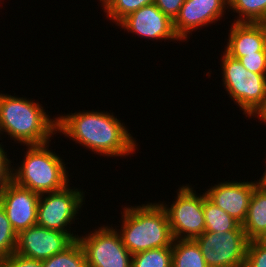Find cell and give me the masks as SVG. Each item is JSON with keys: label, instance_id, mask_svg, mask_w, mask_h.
I'll return each instance as SVG.
<instances>
[{"label": "cell", "instance_id": "1", "mask_svg": "<svg viewBox=\"0 0 266 267\" xmlns=\"http://www.w3.org/2000/svg\"><path fill=\"white\" fill-rule=\"evenodd\" d=\"M56 117L58 134L100 157H131L139 149L137 138L132 136L131 130L114 112L80 110Z\"/></svg>", "mask_w": 266, "mask_h": 267}, {"label": "cell", "instance_id": "2", "mask_svg": "<svg viewBox=\"0 0 266 267\" xmlns=\"http://www.w3.org/2000/svg\"><path fill=\"white\" fill-rule=\"evenodd\" d=\"M15 94L0 92V136L8 135L23 148L51 142L57 133V117L51 118L39 101Z\"/></svg>", "mask_w": 266, "mask_h": 267}, {"label": "cell", "instance_id": "3", "mask_svg": "<svg viewBox=\"0 0 266 267\" xmlns=\"http://www.w3.org/2000/svg\"><path fill=\"white\" fill-rule=\"evenodd\" d=\"M121 208V227H114L132 255L149 249L172 246L174 238L168 216L159 202L149 201L141 205L124 207L122 205Z\"/></svg>", "mask_w": 266, "mask_h": 267}, {"label": "cell", "instance_id": "4", "mask_svg": "<svg viewBox=\"0 0 266 267\" xmlns=\"http://www.w3.org/2000/svg\"><path fill=\"white\" fill-rule=\"evenodd\" d=\"M50 143L26 146L20 164L11 166V177L17 185L42 194L65 188L70 175L65 160L51 149ZM50 146V149H49Z\"/></svg>", "mask_w": 266, "mask_h": 267}, {"label": "cell", "instance_id": "5", "mask_svg": "<svg viewBox=\"0 0 266 267\" xmlns=\"http://www.w3.org/2000/svg\"><path fill=\"white\" fill-rule=\"evenodd\" d=\"M221 66L222 86L245 118L254 119L266 107V76L247 70L239 59L224 51Z\"/></svg>", "mask_w": 266, "mask_h": 267}, {"label": "cell", "instance_id": "6", "mask_svg": "<svg viewBox=\"0 0 266 267\" xmlns=\"http://www.w3.org/2000/svg\"><path fill=\"white\" fill-rule=\"evenodd\" d=\"M70 185L72 183L59 191L40 194L36 225L68 233L76 240L78 233L74 235L76 230L71 232L70 228L79 219L77 216L81 215V210H84L86 191Z\"/></svg>", "mask_w": 266, "mask_h": 267}, {"label": "cell", "instance_id": "7", "mask_svg": "<svg viewBox=\"0 0 266 267\" xmlns=\"http://www.w3.org/2000/svg\"><path fill=\"white\" fill-rule=\"evenodd\" d=\"M193 189L189 183L182 184L175 191L177 194L174 196L175 201L167 204L165 201L159 200L161 206L166 210L174 240H194L205 232L204 193L198 194Z\"/></svg>", "mask_w": 266, "mask_h": 267}, {"label": "cell", "instance_id": "8", "mask_svg": "<svg viewBox=\"0 0 266 267\" xmlns=\"http://www.w3.org/2000/svg\"><path fill=\"white\" fill-rule=\"evenodd\" d=\"M113 224L100 225L97 229L78 235L87 267H131L132 254L122 242ZM85 234V235H84Z\"/></svg>", "mask_w": 266, "mask_h": 267}, {"label": "cell", "instance_id": "9", "mask_svg": "<svg viewBox=\"0 0 266 267\" xmlns=\"http://www.w3.org/2000/svg\"><path fill=\"white\" fill-rule=\"evenodd\" d=\"M207 267H244L249 239L244 230L207 232L194 239Z\"/></svg>", "mask_w": 266, "mask_h": 267}, {"label": "cell", "instance_id": "10", "mask_svg": "<svg viewBox=\"0 0 266 267\" xmlns=\"http://www.w3.org/2000/svg\"><path fill=\"white\" fill-rule=\"evenodd\" d=\"M226 11L228 0H185L173 21V28L182 42H188L192 32L225 19Z\"/></svg>", "mask_w": 266, "mask_h": 267}, {"label": "cell", "instance_id": "11", "mask_svg": "<svg viewBox=\"0 0 266 267\" xmlns=\"http://www.w3.org/2000/svg\"><path fill=\"white\" fill-rule=\"evenodd\" d=\"M39 193L17 185L11 179L2 182L0 204L17 234L36 225Z\"/></svg>", "mask_w": 266, "mask_h": 267}, {"label": "cell", "instance_id": "12", "mask_svg": "<svg viewBox=\"0 0 266 267\" xmlns=\"http://www.w3.org/2000/svg\"><path fill=\"white\" fill-rule=\"evenodd\" d=\"M117 26L128 34L130 32L150 41L182 42L175 33L173 21L154 3L145 5L129 14Z\"/></svg>", "mask_w": 266, "mask_h": 267}, {"label": "cell", "instance_id": "13", "mask_svg": "<svg viewBox=\"0 0 266 267\" xmlns=\"http://www.w3.org/2000/svg\"><path fill=\"white\" fill-rule=\"evenodd\" d=\"M73 241L68 233L34 225L18 234L15 253L42 261L63 251Z\"/></svg>", "mask_w": 266, "mask_h": 267}, {"label": "cell", "instance_id": "14", "mask_svg": "<svg viewBox=\"0 0 266 267\" xmlns=\"http://www.w3.org/2000/svg\"><path fill=\"white\" fill-rule=\"evenodd\" d=\"M208 186L207 198L217 207L232 216L241 225L246 219L253 190L259 185L254 181L227 180Z\"/></svg>", "mask_w": 266, "mask_h": 267}, {"label": "cell", "instance_id": "15", "mask_svg": "<svg viewBox=\"0 0 266 267\" xmlns=\"http://www.w3.org/2000/svg\"><path fill=\"white\" fill-rule=\"evenodd\" d=\"M224 52L239 59L245 55L266 51V23L232 22Z\"/></svg>", "mask_w": 266, "mask_h": 267}, {"label": "cell", "instance_id": "16", "mask_svg": "<svg viewBox=\"0 0 266 267\" xmlns=\"http://www.w3.org/2000/svg\"><path fill=\"white\" fill-rule=\"evenodd\" d=\"M242 228L249 240L257 239L266 229V190L260 185L253 190Z\"/></svg>", "mask_w": 266, "mask_h": 267}, {"label": "cell", "instance_id": "17", "mask_svg": "<svg viewBox=\"0 0 266 267\" xmlns=\"http://www.w3.org/2000/svg\"><path fill=\"white\" fill-rule=\"evenodd\" d=\"M171 267H207L195 240L175 239L173 241Z\"/></svg>", "mask_w": 266, "mask_h": 267}, {"label": "cell", "instance_id": "18", "mask_svg": "<svg viewBox=\"0 0 266 267\" xmlns=\"http://www.w3.org/2000/svg\"><path fill=\"white\" fill-rule=\"evenodd\" d=\"M203 213L205 218V231L221 232L231 230H244L242 225L232 216L214 205L206 196L204 191Z\"/></svg>", "mask_w": 266, "mask_h": 267}, {"label": "cell", "instance_id": "19", "mask_svg": "<svg viewBox=\"0 0 266 267\" xmlns=\"http://www.w3.org/2000/svg\"><path fill=\"white\" fill-rule=\"evenodd\" d=\"M237 13L233 22L266 23V0H228V13Z\"/></svg>", "mask_w": 266, "mask_h": 267}, {"label": "cell", "instance_id": "20", "mask_svg": "<svg viewBox=\"0 0 266 267\" xmlns=\"http://www.w3.org/2000/svg\"><path fill=\"white\" fill-rule=\"evenodd\" d=\"M43 267H87L84 250L76 239L67 248L42 260Z\"/></svg>", "mask_w": 266, "mask_h": 267}, {"label": "cell", "instance_id": "21", "mask_svg": "<svg viewBox=\"0 0 266 267\" xmlns=\"http://www.w3.org/2000/svg\"><path fill=\"white\" fill-rule=\"evenodd\" d=\"M152 3L154 0H108L102 10L107 19L117 26L129 14Z\"/></svg>", "mask_w": 266, "mask_h": 267}, {"label": "cell", "instance_id": "22", "mask_svg": "<svg viewBox=\"0 0 266 267\" xmlns=\"http://www.w3.org/2000/svg\"><path fill=\"white\" fill-rule=\"evenodd\" d=\"M172 246L149 249L132 255L131 267H171Z\"/></svg>", "mask_w": 266, "mask_h": 267}, {"label": "cell", "instance_id": "23", "mask_svg": "<svg viewBox=\"0 0 266 267\" xmlns=\"http://www.w3.org/2000/svg\"><path fill=\"white\" fill-rule=\"evenodd\" d=\"M18 234L0 204V254L9 257L16 251Z\"/></svg>", "mask_w": 266, "mask_h": 267}, {"label": "cell", "instance_id": "24", "mask_svg": "<svg viewBox=\"0 0 266 267\" xmlns=\"http://www.w3.org/2000/svg\"><path fill=\"white\" fill-rule=\"evenodd\" d=\"M244 267H266V245L249 240Z\"/></svg>", "mask_w": 266, "mask_h": 267}, {"label": "cell", "instance_id": "25", "mask_svg": "<svg viewBox=\"0 0 266 267\" xmlns=\"http://www.w3.org/2000/svg\"><path fill=\"white\" fill-rule=\"evenodd\" d=\"M242 65L249 71L266 76V51L245 55L239 58Z\"/></svg>", "mask_w": 266, "mask_h": 267}, {"label": "cell", "instance_id": "26", "mask_svg": "<svg viewBox=\"0 0 266 267\" xmlns=\"http://www.w3.org/2000/svg\"><path fill=\"white\" fill-rule=\"evenodd\" d=\"M185 0H154V4L172 21L178 16Z\"/></svg>", "mask_w": 266, "mask_h": 267}, {"label": "cell", "instance_id": "27", "mask_svg": "<svg viewBox=\"0 0 266 267\" xmlns=\"http://www.w3.org/2000/svg\"><path fill=\"white\" fill-rule=\"evenodd\" d=\"M2 137L0 136V140ZM3 142H0V181L3 182L7 179H10L11 177V166H12V159H10L8 156V148L4 149L6 145L2 144ZM7 150V151H6Z\"/></svg>", "mask_w": 266, "mask_h": 267}, {"label": "cell", "instance_id": "28", "mask_svg": "<svg viewBox=\"0 0 266 267\" xmlns=\"http://www.w3.org/2000/svg\"><path fill=\"white\" fill-rule=\"evenodd\" d=\"M6 267H43V266L41 260L26 258L14 252L9 257H7Z\"/></svg>", "mask_w": 266, "mask_h": 267}, {"label": "cell", "instance_id": "29", "mask_svg": "<svg viewBox=\"0 0 266 267\" xmlns=\"http://www.w3.org/2000/svg\"><path fill=\"white\" fill-rule=\"evenodd\" d=\"M265 164V171H263L262 175H260L261 177L258 180V184L264 189L266 190V162H264Z\"/></svg>", "mask_w": 266, "mask_h": 267}, {"label": "cell", "instance_id": "30", "mask_svg": "<svg viewBox=\"0 0 266 267\" xmlns=\"http://www.w3.org/2000/svg\"><path fill=\"white\" fill-rule=\"evenodd\" d=\"M258 119L259 124L264 123L266 125V107L257 115L256 117Z\"/></svg>", "mask_w": 266, "mask_h": 267}, {"label": "cell", "instance_id": "31", "mask_svg": "<svg viewBox=\"0 0 266 267\" xmlns=\"http://www.w3.org/2000/svg\"><path fill=\"white\" fill-rule=\"evenodd\" d=\"M256 240L266 245V229Z\"/></svg>", "mask_w": 266, "mask_h": 267}, {"label": "cell", "instance_id": "32", "mask_svg": "<svg viewBox=\"0 0 266 267\" xmlns=\"http://www.w3.org/2000/svg\"><path fill=\"white\" fill-rule=\"evenodd\" d=\"M7 257L0 254V267H6Z\"/></svg>", "mask_w": 266, "mask_h": 267}, {"label": "cell", "instance_id": "33", "mask_svg": "<svg viewBox=\"0 0 266 267\" xmlns=\"http://www.w3.org/2000/svg\"><path fill=\"white\" fill-rule=\"evenodd\" d=\"M108 0H99L98 2H100L101 7L107 2Z\"/></svg>", "mask_w": 266, "mask_h": 267}, {"label": "cell", "instance_id": "34", "mask_svg": "<svg viewBox=\"0 0 266 267\" xmlns=\"http://www.w3.org/2000/svg\"><path fill=\"white\" fill-rule=\"evenodd\" d=\"M2 0H0V7H1V4H2V2H1ZM3 4H4V0H3ZM0 9H2V7L0 8Z\"/></svg>", "mask_w": 266, "mask_h": 267}]
</instances>
